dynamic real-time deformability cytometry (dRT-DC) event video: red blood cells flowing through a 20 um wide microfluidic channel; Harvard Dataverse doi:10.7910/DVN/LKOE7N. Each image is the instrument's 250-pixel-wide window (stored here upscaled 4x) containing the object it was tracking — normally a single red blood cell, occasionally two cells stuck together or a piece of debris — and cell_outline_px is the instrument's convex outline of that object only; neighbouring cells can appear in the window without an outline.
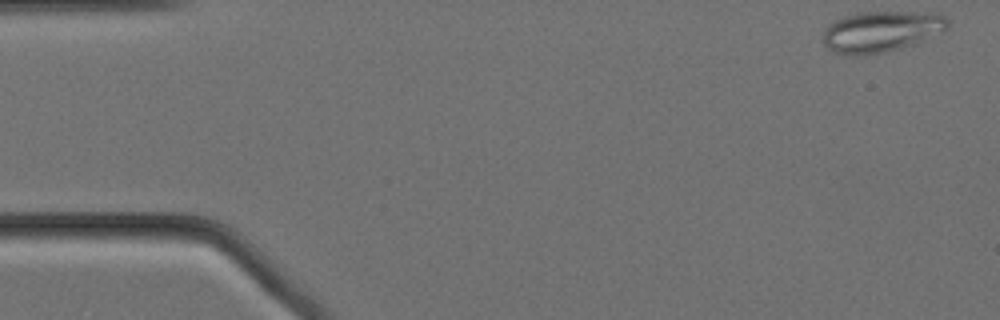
{"species": "Egyptian fruit bat (a non-hibernating species)", "species_latin": "Rousettus aegyptiacus", "temperature_condition": "cold", "stored_images_in_passage": 56, "camera_frame_rate_fps": 3000, "um_per_image_px": 0.085, "animal": {"sex": "female"}, "frame": {"image": 1, "passage_image": 1, "time_ms": 0.0, "image_size_px": [1000, 320], "cell_outline_px": [[948, 28], [924, 40], [900, 48], [884, 52], [848, 56], [832, 52], [824, 44], [824, 28], [828, 24], [844, 16], [856, 12], [940, 12], [948, 20]], "centroid_in_image_um": [74.89, 2.66], "position_along_channel_um": 10.1, "area_um2": 29.88}}
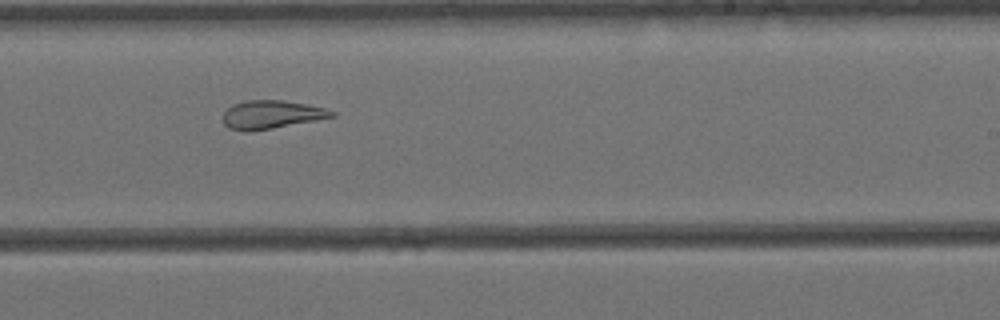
{"frame": {"image": 2, "passage_image": 33, "time_ms": 10.667, "image_size_px": [1000, 320], "cell_outline_px": [[336, 116], [316, 120], [272, 128], [248, 132], [244, 132], [228, 128], [224, 124], [224, 112], [232, 104], [248, 100], [284, 100], [308, 104], [324, 108], [336, 112]], "centroid_in_image_um": [23.07, 9.74], "position_along_channel_um": 265.9, "area_um2": 17.98}}
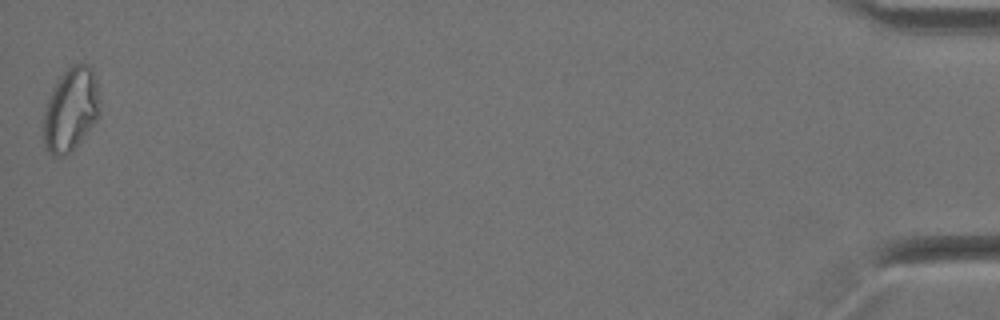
{"frame": {"image": 3, "passage_image": 56, "time_ms": 18.333, "image_size_px": [1000, 320], "cell_outline_px": [[96, 120], [72, 152], [60, 156], [52, 156], [44, 148], [44, 112], [52, 88], [60, 76], [72, 64], [88, 64], [92, 68], [96, 80]], "centroid_in_image_um": [5.96, 9.34], "position_along_channel_um": 429.2, "area_um2": 26.7}, "authors_computed_cell_mechanics": {"area_um2": 22.6865, "velocity_mm_per_s": 3.4528, "shape_relaxation_time_tau1_ms": null, "shape_relaxation_time_tau2_ms": 3.0014, "deformation_change_tau1": null, "deformation_change_tau2": 0.0797}}